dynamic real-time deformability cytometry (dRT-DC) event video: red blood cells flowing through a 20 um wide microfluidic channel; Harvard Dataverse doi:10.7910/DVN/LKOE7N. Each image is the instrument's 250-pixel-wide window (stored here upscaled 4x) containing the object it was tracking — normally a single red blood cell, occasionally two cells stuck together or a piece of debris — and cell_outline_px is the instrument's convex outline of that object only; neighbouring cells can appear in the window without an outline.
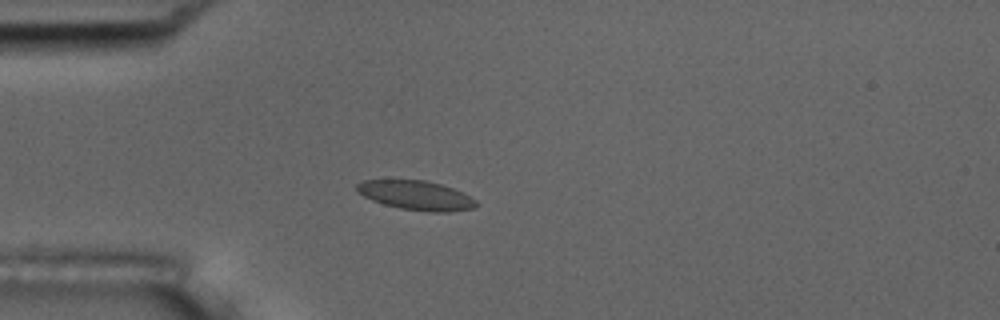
{"species": "common noctule bat (a hibernating species)", "species_latin": "Nyctalus noctula", "temperature_condition": "room temperature", "stored_images_in_passage": 55, "camera_frame_rate_fps": 3000, "um_per_image_px": 0.085, "animal": {"sex": "male", "body_mass_g": 17.5, "forearm_length_mm": 52.3}, "frame": {"image": 1, "passage_image": 16, "time_ms": 5.0, "image_size_px": [1000, 320], "cell_outline_px": [[480, 204], [472, 208], [448, 212], [428, 212], [400, 208], [384, 204], [372, 200], [356, 192], [356, 184], [364, 180], [424, 180], [440, 184], [452, 188], [476, 200]], "centroid_in_image_um": [35.35, 16.61], "position_along_channel_um": 49.7, "area_um2": 20.23}, "authors_computed_cell_mechanics": {"area_um2": 19.9988, "velocity_mm_per_s": 3.7027, "shape_relaxation_time_tau1_ms": 2.4526, "shape_relaxation_time_tau2_ms": 5.6441, "deformation_change_tau1": 0.0597, "deformation_change_tau2": 0.1023}}